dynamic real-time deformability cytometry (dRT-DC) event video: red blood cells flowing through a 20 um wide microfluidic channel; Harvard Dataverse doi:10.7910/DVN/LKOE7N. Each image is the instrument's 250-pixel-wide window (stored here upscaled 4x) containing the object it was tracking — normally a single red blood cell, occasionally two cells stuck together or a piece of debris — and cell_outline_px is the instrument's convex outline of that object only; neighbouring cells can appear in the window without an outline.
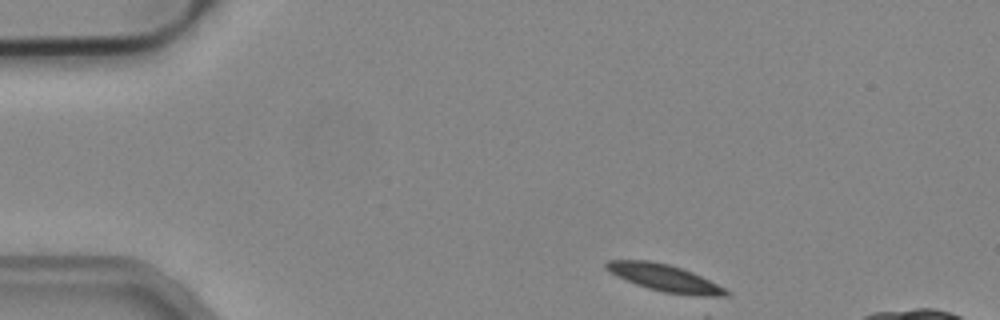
{"species": "common noctule bat (a hibernating species)", "species_latin": "Nyctalus noctula", "temperature_condition": "cold", "stored_images_in_passage": 9, "camera_frame_rate_fps": 3000, "um_per_image_px": 0.085, "animal": {"sex": "male", "body_mass_g": 19.2, "forearm_length_mm": 51.8}, "frame": {"image": 1, "passage_image": 1, "time_ms": 0.0, "image_size_px": [1000, 320], "cell_outline_px": [[732, 292], [728, 296], [708, 300], [664, 292], [648, 288], [636, 284], [616, 276], [604, 268], [604, 264], [608, 260], [648, 260], [668, 264], [692, 272]], "centroid_in_image_um": [56.6, 23.69], "position_along_channel_um": 28.4, "area_um2": 19.48}}